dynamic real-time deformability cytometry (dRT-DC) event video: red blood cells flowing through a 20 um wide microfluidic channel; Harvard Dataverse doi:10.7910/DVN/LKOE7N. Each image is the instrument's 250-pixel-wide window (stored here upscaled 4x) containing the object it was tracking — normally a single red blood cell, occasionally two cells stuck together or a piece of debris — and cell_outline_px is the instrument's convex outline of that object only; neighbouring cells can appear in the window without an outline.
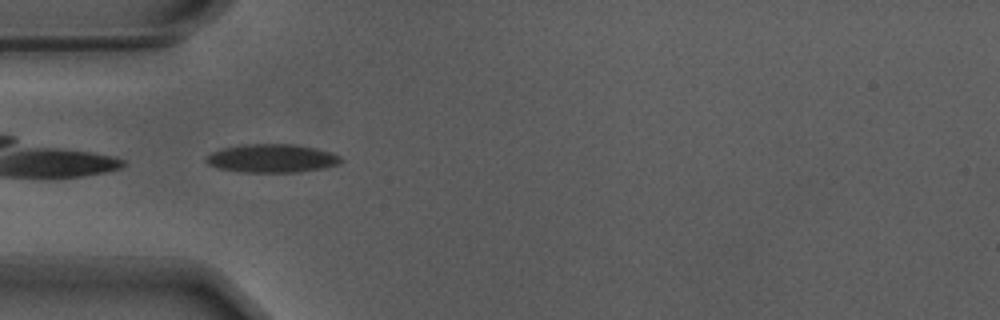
{"species": "Egyptian fruit bat (a non-hibernating species)", "species_latin": "Rousettus aegyptiacus", "temperature_condition": "warm", "stored_images_in_passage": 40, "camera_frame_rate_fps": 3000, "um_per_image_px": 0.085, "animal": {"sex": "male"}, "frame": {"image": 1, "passage_image": 1, "time_ms": 0.0, "image_size_px": [1000, 320], "cell_outline_px": [[344, 160], [340, 164], [324, 168], [300, 172], [240, 172], [220, 168], [208, 164], [204, 160], [204, 156], [220, 148], [244, 144], [292, 144], [316, 148], [332, 152], [340, 156]], "centroid_in_image_um": [23.12, 13.46], "position_along_channel_um": 61.9, "area_um2": 22.6}}
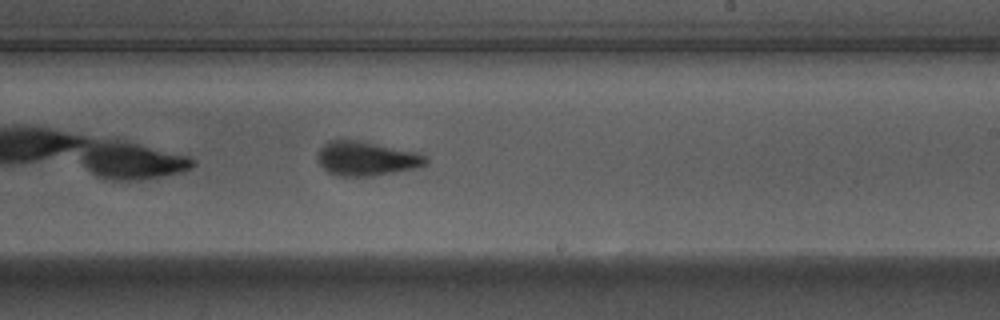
{"frame": {"image": 2, "passage_image": 17, "time_ms": 5.333, "image_size_px": [1000, 320], "cell_outline_px": [[428, 164], [424, 168], [372, 176], [336, 176], [328, 172], [320, 164], [320, 148], [328, 140], [356, 140], [416, 152], [428, 156]], "centroid_in_image_um": [31.24, 13.5], "position_along_channel_um": 257.8, "area_um2": 21.68}}
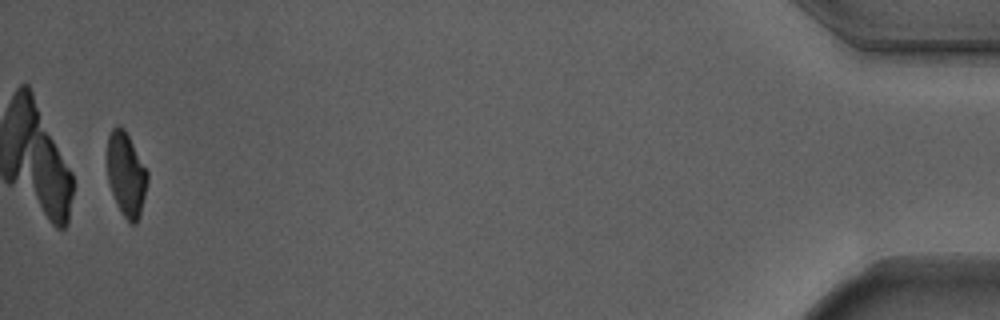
{"frame": {"image": 3, "passage_image": 38, "time_ms": 12.333, "image_size_px": [1000, 320], "cell_outline_px": [[148, 180], [140, 212], [136, 224], [132, 224], [120, 212], [112, 192], [108, 180], [108, 136], [112, 128], [124, 128], [148, 172]], "centroid_in_image_um": [10.73, 14.83], "position_along_channel_um": 424.5, "area_um2": 19.13}, "authors_computed_cell_mechanics": {"area_um2": 21.5305, "velocity_mm_per_s": 3.7016, "shape_relaxation_time_tau1_ms": 2.595, "shape_relaxation_time_tau2_ms": 1.2733, "deformation_change_tau1": 0.1629, "deformation_change_tau2": 0.0881}}